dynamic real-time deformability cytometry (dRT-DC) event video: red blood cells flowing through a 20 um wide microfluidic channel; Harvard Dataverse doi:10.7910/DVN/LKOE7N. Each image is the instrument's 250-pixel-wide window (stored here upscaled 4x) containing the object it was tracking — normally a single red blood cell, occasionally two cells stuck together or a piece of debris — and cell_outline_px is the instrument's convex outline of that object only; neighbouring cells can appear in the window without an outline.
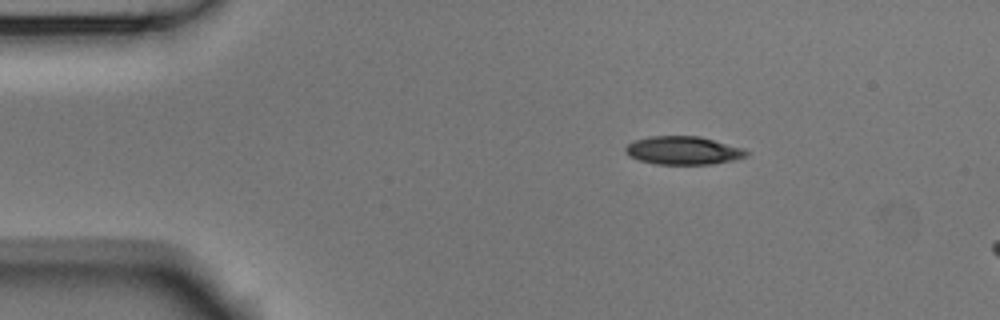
{"species": "Egyptian fruit bat (a non-hibernating species)", "species_latin": "Rousettus aegyptiacus", "temperature_condition": "room temperature", "stored_images_in_passage": 8, "camera_frame_rate_fps": 3000, "um_per_image_px": 0.085, "animal": {"sex": "male"}, "frame": {"image": 1, "passage_image": 1, "time_ms": 0.0, "image_size_px": [1000, 320], "cell_outline_px": [[748, 156], [736, 160], [708, 164], [656, 164], [640, 160], [628, 156], [624, 148], [628, 144], [636, 140], [652, 136], [700, 136], [744, 148], [748, 152]], "centroid_in_image_um": [58.1, 12.79], "position_along_channel_um": 26.9, "area_um2": 19.88}}